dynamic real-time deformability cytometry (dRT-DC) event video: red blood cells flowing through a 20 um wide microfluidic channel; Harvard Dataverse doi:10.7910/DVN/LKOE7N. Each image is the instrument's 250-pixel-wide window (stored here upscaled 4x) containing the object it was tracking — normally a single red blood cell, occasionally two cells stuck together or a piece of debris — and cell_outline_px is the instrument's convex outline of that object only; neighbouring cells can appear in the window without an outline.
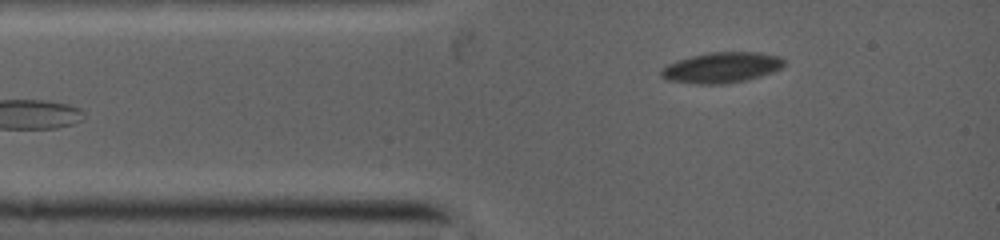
{"species": "common noctule bat (a hibernating species)", "species_latin": "Nyctalus noctula", "temperature_condition": "warm", "stored_images_in_passage": 3, "camera_frame_rate_fps": 5000, "um_per_image_px": 0.085, "animal": {"sex": "female", "body_mass_g": 19.0, "forearm_length_mm": 53.3}, "frame": {"image": 1, "passage_image": 3, "time_ms": 2.2, "image_size_px": [1000, 240], "cell_outline_px": [[784, 64], [780, 68], [772, 72], [760, 76], [744, 80], [724, 84], [696, 84], [668, 80], [660, 76], [660, 72], [668, 64], [692, 56], [712, 52], [752, 52], [776, 56], [784, 60]], "centroid_in_image_um": [61.31, 5.75], "position_along_channel_um": 23.7, "area_um2": 21.44}}